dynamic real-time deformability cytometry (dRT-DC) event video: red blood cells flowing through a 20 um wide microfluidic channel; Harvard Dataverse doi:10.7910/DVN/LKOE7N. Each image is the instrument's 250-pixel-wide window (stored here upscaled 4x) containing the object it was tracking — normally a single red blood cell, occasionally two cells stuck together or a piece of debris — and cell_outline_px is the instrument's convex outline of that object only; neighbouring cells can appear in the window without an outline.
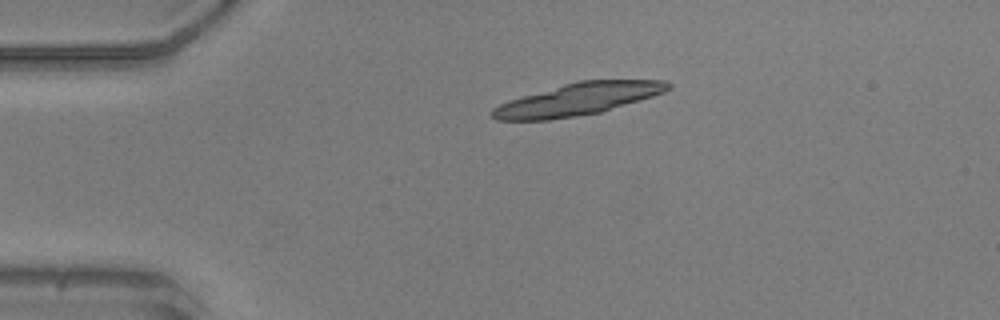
{"species": "common noctule bat (a hibernating species)", "species_latin": "Nyctalus noctula", "temperature_condition": "warm", "stored_images_in_passage": 9, "camera_frame_rate_fps": 3000, "um_per_image_px": 0.085, "animal": {"sex": "male", "body_mass_g": 20.5, "forearm_length_mm": 52.5}, "frame": {"image": 1, "passage_image": 1, "time_ms": 0.0, "image_size_px": [1000, 320], "cell_outline_px": [[672, 88], [664, 92], [652, 96], [600, 112], [576, 116], [548, 120], [496, 120], [492, 116], [492, 108], [500, 104], [524, 96], [576, 80], [668, 80], [672, 84]], "centroid_in_image_um": [49.17, 8.42], "position_along_channel_um": 35.8, "area_um2": 32.48}}